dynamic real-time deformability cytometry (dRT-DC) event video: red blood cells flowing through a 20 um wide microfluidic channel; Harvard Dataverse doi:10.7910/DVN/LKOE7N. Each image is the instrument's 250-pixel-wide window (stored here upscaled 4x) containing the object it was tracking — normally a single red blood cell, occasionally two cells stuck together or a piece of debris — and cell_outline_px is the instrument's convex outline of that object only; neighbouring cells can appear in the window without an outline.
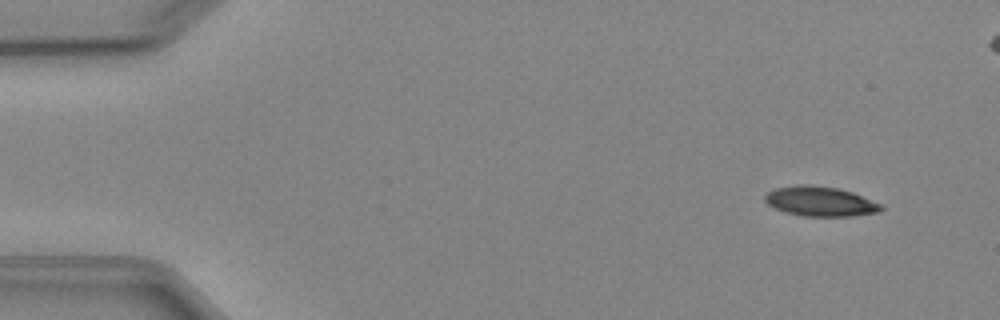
{"species": "Egyptian fruit bat (a non-hibernating species)", "species_latin": "Rousettus aegyptiacus", "temperature_condition": "cold", "stored_images_in_passage": 4, "camera_frame_rate_fps": 3000, "um_per_image_px": 0.085, "animal": {"sex": "female"}, "frame": {"image": 1, "passage_image": 1, "time_ms": 0.0, "image_size_px": [1000, 320], "cell_outline_px": [[884, 208], [880, 212], [852, 216], [804, 216], [784, 212], [768, 204], [764, 200], [764, 196], [768, 192], [776, 188], [800, 184], [808, 184], [840, 188], [852, 192], [884, 204]], "centroid_in_image_um": [69.77, 17.11], "position_along_channel_um": 15.2, "area_um2": 20.35}}